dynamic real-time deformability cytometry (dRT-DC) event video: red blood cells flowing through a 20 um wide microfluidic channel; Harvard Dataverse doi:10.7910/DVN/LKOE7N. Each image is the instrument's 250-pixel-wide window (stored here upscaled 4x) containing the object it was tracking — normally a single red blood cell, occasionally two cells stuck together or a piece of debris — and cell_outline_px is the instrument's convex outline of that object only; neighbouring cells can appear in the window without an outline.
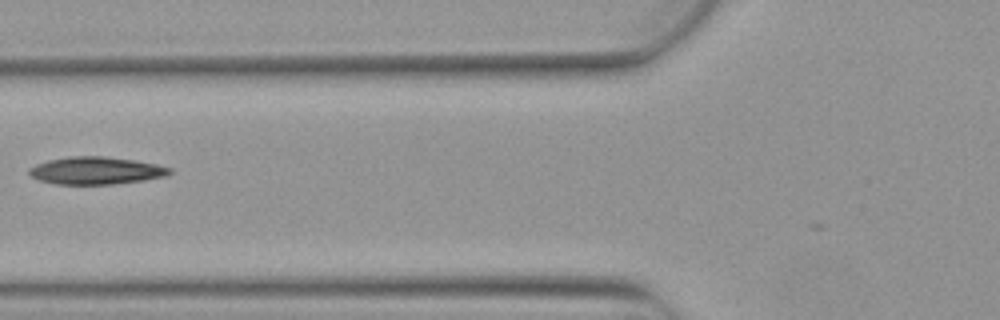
{"species": "Egyptian fruit bat (a non-hibernating species)", "species_latin": "Rousettus aegyptiacus", "temperature_condition": "warm", "stored_images_in_passage": 6, "camera_frame_rate_fps": 3000, "um_per_image_px": 0.085, "animal": {"sex": "female"}, "frame": {"image": 1, "passage_image": 5, "time_ms": 1.333, "image_size_px": [1000, 320], "cell_outline_px": [[172, 172], [168, 176], [144, 180], [112, 184], [56, 184], [40, 180], [28, 176], [28, 168], [36, 164], [48, 160], [68, 156], [104, 156], [136, 160], [156, 164], [172, 168]], "centroid_in_image_um": [8.16, 14.49], "position_along_channel_um": 117.6, "area_um2": 22.72}}
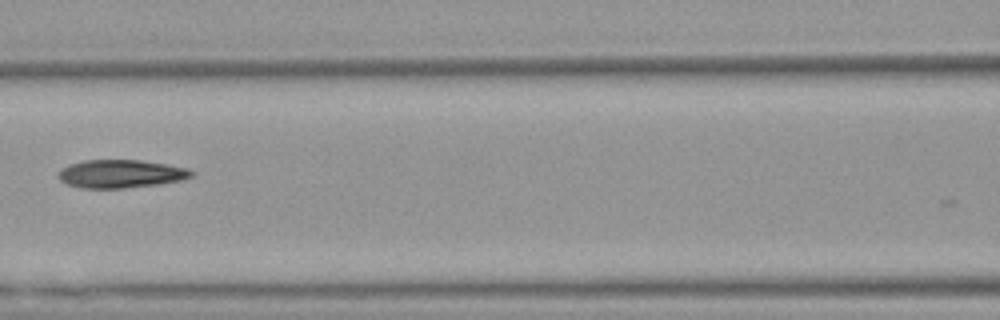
{"frame": {"image": 2, "passage_image": 6, "time_ms": 1.667, "image_size_px": [1000, 320], "cell_outline_px": [[196, 176], [184, 180], [160, 184], [124, 188], [80, 188], [68, 184], [60, 180], [56, 176], [68, 164], [84, 160], [140, 160], [188, 168], [196, 172]], "centroid_in_image_um": [10.33, 14.78], "position_along_channel_um": 156.3, "area_um2": 22.02}}